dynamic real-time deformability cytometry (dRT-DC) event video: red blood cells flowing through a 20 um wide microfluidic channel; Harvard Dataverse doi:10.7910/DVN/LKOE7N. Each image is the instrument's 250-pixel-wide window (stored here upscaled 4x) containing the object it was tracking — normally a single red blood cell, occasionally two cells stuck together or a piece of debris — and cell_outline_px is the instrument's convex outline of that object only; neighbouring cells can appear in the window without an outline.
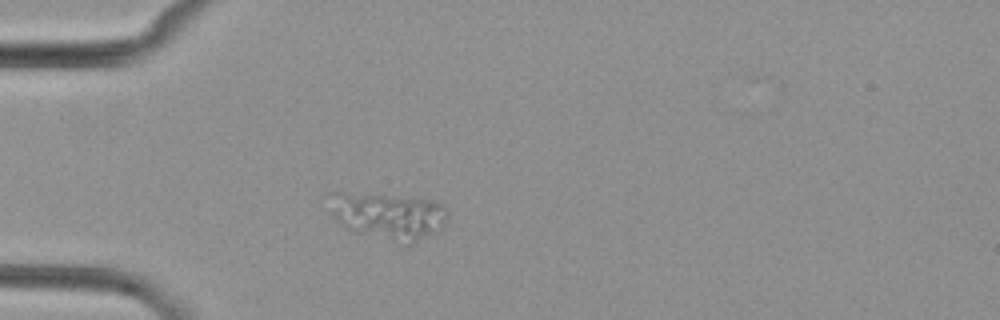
{"species": "common noctule bat (a hibernating species)", "species_latin": "Nyctalus noctula", "temperature_condition": "cold", "stored_images_in_passage": 2, "camera_frame_rate_fps": 3000, "um_per_image_px": 0.085, "animal": {"sex": "female", "body_mass_g": 29.2, "forearm_length_mm": 56.3}, "frame": {"image": 1, "passage_image": 2, "time_ms": 1.0, "image_size_px": [1000, 320], "cell_outline_px": [[448, 220], [436, 232], [416, 244], [408, 244], [352, 232], [344, 228], [328, 212], [320, 196], [328, 192], [344, 192], [440, 200], [444, 204], [448, 212]], "centroid_in_image_um": [32.89, 18.32], "position_along_channel_um": 52.1, "area_um2": 33.7}}